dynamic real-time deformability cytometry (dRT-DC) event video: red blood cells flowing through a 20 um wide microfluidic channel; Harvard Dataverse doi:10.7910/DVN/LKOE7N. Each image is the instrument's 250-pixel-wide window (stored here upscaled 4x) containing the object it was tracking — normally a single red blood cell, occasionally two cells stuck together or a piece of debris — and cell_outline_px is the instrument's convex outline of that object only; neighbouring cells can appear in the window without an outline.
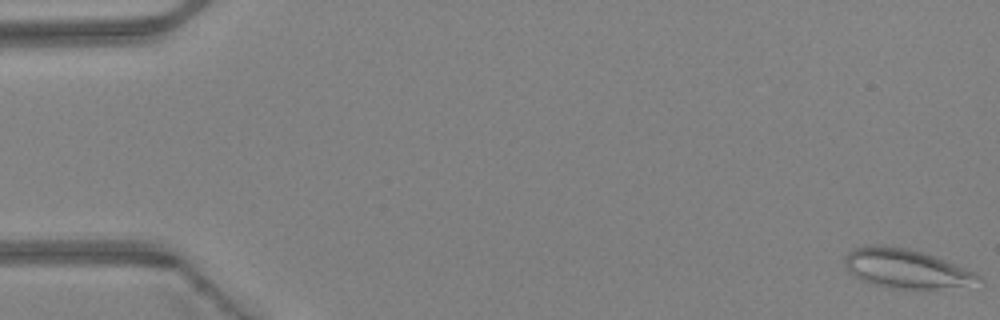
{"species": "Egyptian fruit bat (a non-hibernating species)", "species_latin": "Rousettus aegyptiacus", "temperature_condition": "warm", "stored_images_in_passage": 47, "camera_frame_rate_fps": 3000, "um_per_image_px": 0.085, "animal": {"sex": "female"}, "frame": {"image": 1, "passage_image": 1, "time_ms": 0.0, "image_size_px": [1000, 320], "cell_outline_px": [[984, 288], [892, 288], [876, 284], [852, 276], [844, 264], [844, 256], [848, 252], [864, 244], [880, 244], [908, 248], [944, 260], [976, 272], [984, 280]], "centroid_in_image_um": [77.14, 22.85], "position_along_channel_um": 7.9, "area_um2": 31.15}}
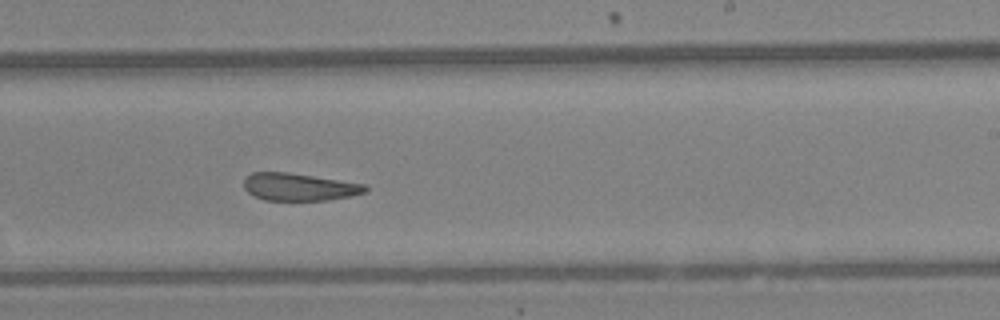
{"frame": {"image": 2, "passage_image": 29, "time_ms": 9.333, "image_size_px": [1000, 320], "cell_outline_px": [[368, 192], [352, 196], [328, 200], [264, 200], [252, 196], [244, 188], [244, 180], [252, 172], [288, 172], [368, 184]], "centroid_in_image_um": [25.47, 15.89], "position_along_channel_um": 263.5, "area_um2": 19.71}}
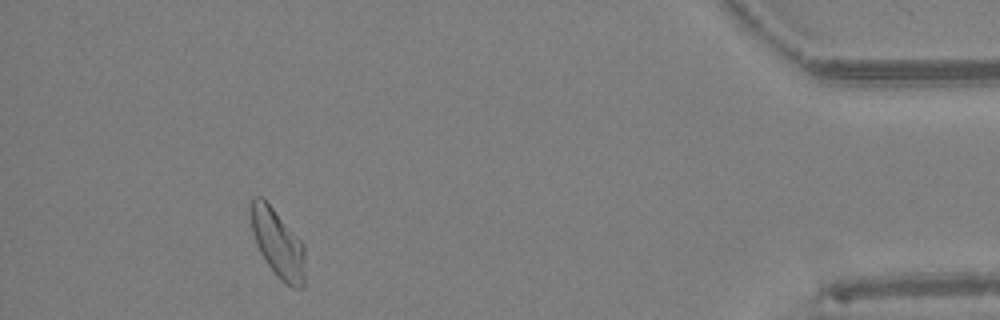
{"frame": {"image": 3, "passage_image": 43, "time_ms": 14.0, "image_size_px": [1000, 320], "cell_outline_px": [[304, 288], [292, 288], [284, 284], [276, 276], [260, 252], [256, 244], [252, 232], [252, 196], [260, 196], [272, 208], [304, 244]], "centroid_in_image_um": [23.64, 20.76], "position_along_channel_um": 411.6, "area_um2": 21.15}, "authors_computed_cell_mechanics": {"area_um2": 21.8484, "velocity_mm_per_s": 4.4058, "shape_relaxation_time_tau1_ms": null, "shape_relaxation_time_tau2_ms": 3.9258, "deformation_change_tau1": null, "deformation_change_tau2": 0.1236}}